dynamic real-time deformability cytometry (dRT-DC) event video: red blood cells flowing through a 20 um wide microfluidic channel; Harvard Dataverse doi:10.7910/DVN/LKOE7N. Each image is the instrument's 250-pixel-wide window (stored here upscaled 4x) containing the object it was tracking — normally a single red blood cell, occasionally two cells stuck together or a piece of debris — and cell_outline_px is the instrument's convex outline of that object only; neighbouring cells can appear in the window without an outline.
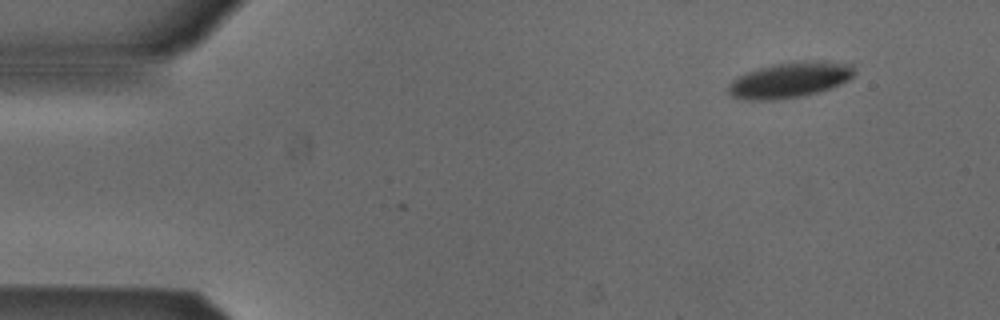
{"species": "Egyptian fruit bat (a non-hibernating species)", "species_latin": "Rousettus aegyptiacus", "temperature_condition": "cold", "stored_images_in_passage": 2, "camera_frame_rate_fps": 3000, "um_per_image_px": 0.085, "animal": {"sex": "male"}, "frame": {"image": 1, "passage_image": 2, "time_ms": 0.333, "image_size_px": [1000, 320], "cell_outline_px": [[856, 72], [848, 80], [840, 84], [820, 92], [804, 96], [776, 100], [744, 100], [732, 96], [728, 92], [728, 84], [732, 80], [748, 72], [772, 64], [812, 60], [824, 60], [852, 64]], "centroid_in_image_um": [67.17, 6.8], "position_along_channel_um": 17.8, "area_um2": 26.3}}